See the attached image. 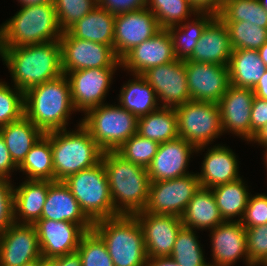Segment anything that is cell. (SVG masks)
<instances>
[{"instance_id":"cell-54","label":"cell","mask_w":267,"mask_h":266,"mask_svg":"<svg viewBox=\"0 0 267 266\" xmlns=\"http://www.w3.org/2000/svg\"><path fill=\"white\" fill-rule=\"evenodd\" d=\"M252 141L258 142L259 145L261 144L264 148L267 146V124L254 135Z\"/></svg>"},{"instance_id":"cell-12","label":"cell","mask_w":267,"mask_h":266,"mask_svg":"<svg viewBox=\"0 0 267 266\" xmlns=\"http://www.w3.org/2000/svg\"><path fill=\"white\" fill-rule=\"evenodd\" d=\"M117 68H91L66 74L71 89V98L76 111L84 114L104 104L112 77Z\"/></svg>"},{"instance_id":"cell-53","label":"cell","mask_w":267,"mask_h":266,"mask_svg":"<svg viewBox=\"0 0 267 266\" xmlns=\"http://www.w3.org/2000/svg\"><path fill=\"white\" fill-rule=\"evenodd\" d=\"M146 266H180L170 256L148 258Z\"/></svg>"},{"instance_id":"cell-42","label":"cell","mask_w":267,"mask_h":266,"mask_svg":"<svg viewBox=\"0 0 267 266\" xmlns=\"http://www.w3.org/2000/svg\"><path fill=\"white\" fill-rule=\"evenodd\" d=\"M53 3L63 32L98 6L97 0H53Z\"/></svg>"},{"instance_id":"cell-47","label":"cell","mask_w":267,"mask_h":266,"mask_svg":"<svg viewBox=\"0 0 267 266\" xmlns=\"http://www.w3.org/2000/svg\"><path fill=\"white\" fill-rule=\"evenodd\" d=\"M98 6L114 15L128 13L147 7V0H97Z\"/></svg>"},{"instance_id":"cell-52","label":"cell","mask_w":267,"mask_h":266,"mask_svg":"<svg viewBox=\"0 0 267 266\" xmlns=\"http://www.w3.org/2000/svg\"><path fill=\"white\" fill-rule=\"evenodd\" d=\"M253 92L256 97L267 100V69L257 85L253 88Z\"/></svg>"},{"instance_id":"cell-26","label":"cell","mask_w":267,"mask_h":266,"mask_svg":"<svg viewBox=\"0 0 267 266\" xmlns=\"http://www.w3.org/2000/svg\"><path fill=\"white\" fill-rule=\"evenodd\" d=\"M48 188L49 181L38 180H25L17 188L13 187L16 223L35 224L41 218Z\"/></svg>"},{"instance_id":"cell-19","label":"cell","mask_w":267,"mask_h":266,"mask_svg":"<svg viewBox=\"0 0 267 266\" xmlns=\"http://www.w3.org/2000/svg\"><path fill=\"white\" fill-rule=\"evenodd\" d=\"M255 94L252 88L229 85L218 102L223 133H234L251 141V108Z\"/></svg>"},{"instance_id":"cell-59","label":"cell","mask_w":267,"mask_h":266,"mask_svg":"<svg viewBox=\"0 0 267 266\" xmlns=\"http://www.w3.org/2000/svg\"><path fill=\"white\" fill-rule=\"evenodd\" d=\"M23 266H38V259L33 260L29 263L24 264Z\"/></svg>"},{"instance_id":"cell-29","label":"cell","mask_w":267,"mask_h":266,"mask_svg":"<svg viewBox=\"0 0 267 266\" xmlns=\"http://www.w3.org/2000/svg\"><path fill=\"white\" fill-rule=\"evenodd\" d=\"M228 69L231 85L253 89L267 68L258 50L235 49L230 56Z\"/></svg>"},{"instance_id":"cell-33","label":"cell","mask_w":267,"mask_h":266,"mask_svg":"<svg viewBox=\"0 0 267 266\" xmlns=\"http://www.w3.org/2000/svg\"><path fill=\"white\" fill-rule=\"evenodd\" d=\"M18 170L27 175L26 180L54 181L51 132L43 134L32 146Z\"/></svg>"},{"instance_id":"cell-57","label":"cell","mask_w":267,"mask_h":266,"mask_svg":"<svg viewBox=\"0 0 267 266\" xmlns=\"http://www.w3.org/2000/svg\"><path fill=\"white\" fill-rule=\"evenodd\" d=\"M38 266H55V260L54 258L41 257L38 259Z\"/></svg>"},{"instance_id":"cell-30","label":"cell","mask_w":267,"mask_h":266,"mask_svg":"<svg viewBox=\"0 0 267 266\" xmlns=\"http://www.w3.org/2000/svg\"><path fill=\"white\" fill-rule=\"evenodd\" d=\"M43 134L25 115L18 121L0 127V135L17 166L23 162L26 154Z\"/></svg>"},{"instance_id":"cell-21","label":"cell","mask_w":267,"mask_h":266,"mask_svg":"<svg viewBox=\"0 0 267 266\" xmlns=\"http://www.w3.org/2000/svg\"><path fill=\"white\" fill-rule=\"evenodd\" d=\"M210 231L213 256L210 266H231L242 257L247 266H253L248 258L246 228L240 221H224Z\"/></svg>"},{"instance_id":"cell-51","label":"cell","mask_w":267,"mask_h":266,"mask_svg":"<svg viewBox=\"0 0 267 266\" xmlns=\"http://www.w3.org/2000/svg\"><path fill=\"white\" fill-rule=\"evenodd\" d=\"M55 266H82V261L77 251L64 256L55 257Z\"/></svg>"},{"instance_id":"cell-18","label":"cell","mask_w":267,"mask_h":266,"mask_svg":"<svg viewBox=\"0 0 267 266\" xmlns=\"http://www.w3.org/2000/svg\"><path fill=\"white\" fill-rule=\"evenodd\" d=\"M176 60L173 41L168 29H161L153 37L133 47L121 59V67L132 75H142L158 65Z\"/></svg>"},{"instance_id":"cell-20","label":"cell","mask_w":267,"mask_h":266,"mask_svg":"<svg viewBox=\"0 0 267 266\" xmlns=\"http://www.w3.org/2000/svg\"><path fill=\"white\" fill-rule=\"evenodd\" d=\"M34 226L44 258L53 259L75 252L86 233L79 224L70 221L39 219Z\"/></svg>"},{"instance_id":"cell-39","label":"cell","mask_w":267,"mask_h":266,"mask_svg":"<svg viewBox=\"0 0 267 266\" xmlns=\"http://www.w3.org/2000/svg\"><path fill=\"white\" fill-rule=\"evenodd\" d=\"M229 30L233 50H258L267 41V29L253 25L247 21L224 22Z\"/></svg>"},{"instance_id":"cell-17","label":"cell","mask_w":267,"mask_h":266,"mask_svg":"<svg viewBox=\"0 0 267 266\" xmlns=\"http://www.w3.org/2000/svg\"><path fill=\"white\" fill-rule=\"evenodd\" d=\"M41 257L34 224L14 222L0 233V266H23Z\"/></svg>"},{"instance_id":"cell-25","label":"cell","mask_w":267,"mask_h":266,"mask_svg":"<svg viewBox=\"0 0 267 266\" xmlns=\"http://www.w3.org/2000/svg\"><path fill=\"white\" fill-rule=\"evenodd\" d=\"M202 163V170L197 173L201 187L214 188L240 179L238 160L234 152L225 146L208 148Z\"/></svg>"},{"instance_id":"cell-22","label":"cell","mask_w":267,"mask_h":266,"mask_svg":"<svg viewBox=\"0 0 267 266\" xmlns=\"http://www.w3.org/2000/svg\"><path fill=\"white\" fill-rule=\"evenodd\" d=\"M196 147L183 138L160 143L156 155L147 167L150 182L172 180L186 176L188 163Z\"/></svg>"},{"instance_id":"cell-27","label":"cell","mask_w":267,"mask_h":266,"mask_svg":"<svg viewBox=\"0 0 267 266\" xmlns=\"http://www.w3.org/2000/svg\"><path fill=\"white\" fill-rule=\"evenodd\" d=\"M184 227L213 229L224 222L211 188L201 187L195 192L181 216Z\"/></svg>"},{"instance_id":"cell-35","label":"cell","mask_w":267,"mask_h":266,"mask_svg":"<svg viewBox=\"0 0 267 266\" xmlns=\"http://www.w3.org/2000/svg\"><path fill=\"white\" fill-rule=\"evenodd\" d=\"M246 187L245 182L240 178L212 188L216 204L224 221H232L236 216L240 217L237 221H241L250 196Z\"/></svg>"},{"instance_id":"cell-34","label":"cell","mask_w":267,"mask_h":266,"mask_svg":"<svg viewBox=\"0 0 267 266\" xmlns=\"http://www.w3.org/2000/svg\"><path fill=\"white\" fill-rule=\"evenodd\" d=\"M195 20L184 22L168 28L173 41L176 59H188L197 45L206 25L216 16L209 12H198Z\"/></svg>"},{"instance_id":"cell-41","label":"cell","mask_w":267,"mask_h":266,"mask_svg":"<svg viewBox=\"0 0 267 266\" xmlns=\"http://www.w3.org/2000/svg\"><path fill=\"white\" fill-rule=\"evenodd\" d=\"M159 143L134 134L117 152L133 164L147 168L156 155Z\"/></svg>"},{"instance_id":"cell-24","label":"cell","mask_w":267,"mask_h":266,"mask_svg":"<svg viewBox=\"0 0 267 266\" xmlns=\"http://www.w3.org/2000/svg\"><path fill=\"white\" fill-rule=\"evenodd\" d=\"M40 219L70 221L79 224L86 232L93 228V223L82 212L78 201L63 181H49Z\"/></svg>"},{"instance_id":"cell-32","label":"cell","mask_w":267,"mask_h":266,"mask_svg":"<svg viewBox=\"0 0 267 266\" xmlns=\"http://www.w3.org/2000/svg\"><path fill=\"white\" fill-rule=\"evenodd\" d=\"M137 134L164 143L179 137L175 108L159 107L137 119Z\"/></svg>"},{"instance_id":"cell-6","label":"cell","mask_w":267,"mask_h":266,"mask_svg":"<svg viewBox=\"0 0 267 266\" xmlns=\"http://www.w3.org/2000/svg\"><path fill=\"white\" fill-rule=\"evenodd\" d=\"M92 230L103 240L114 266H146L143 232L134 215H118L93 223Z\"/></svg>"},{"instance_id":"cell-43","label":"cell","mask_w":267,"mask_h":266,"mask_svg":"<svg viewBox=\"0 0 267 266\" xmlns=\"http://www.w3.org/2000/svg\"><path fill=\"white\" fill-rule=\"evenodd\" d=\"M24 115V92L0 81V127L18 121Z\"/></svg>"},{"instance_id":"cell-7","label":"cell","mask_w":267,"mask_h":266,"mask_svg":"<svg viewBox=\"0 0 267 266\" xmlns=\"http://www.w3.org/2000/svg\"><path fill=\"white\" fill-rule=\"evenodd\" d=\"M63 183L72 192L82 212L92 223L119 215L114 210L102 161L92 168L68 176Z\"/></svg>"},{"instance_id":"cell-5","label":"cell","mask_w":267,"mask_h":266,"mask_svg":"<svg viewBox=\"0 0 267 266\" xmlns=\"http://www.w3.org/2000/svg\"><path fill=\"white\" fill-rule=\"evenodd\" d=\"M77 130L51 131L54 181L96 166L104 151L93 140L89 131L78 123Z\"/></svg>"},{"instance_id":"cell-4","label":"cell","mask_w":267,"mask_h":266,"mask_svg":"<svg viewBox=\"0 0 267 266\" xmlns=\"http://www.w3.org/2000/svg\"><path fill=\"white\" fill-rule=\"evenodd\" d=\"M54 3L28 5L0 26V47L42 44L61 38Z\"/></svg>"},{"instance_id":"cell-1","label":"cell","mask_w":267,"mask_h":266,"mask_svg":"<svg viewBox=\"0 0 267 266\" xmlns=\"http://www.w3.org/2000/svg\"><path fill=\"white\" fill-rule=\"evenodd\" d=\"M14 87L24 93L31 87L63 75L59 40L20 47H0Z\"/></svg>"},{"instance_id":"cell-40","label":"cell","mask_w":267,"mask_h":266,"mask_svg":"<svg viewBox=\"0 0 267 266\" xmlns=\"http://www.w3.org/2000/svg\"><path fill=\"white\" fill-rule=\"evenodd\" d=\"M76 251L82 266H114L105 243L93 230L81 237Z\"/></svg>"},{"instance_id":"cell-46","label":"cell","mask_w":267,"mask_h":266,"mask_svg":"<svg viewBox=\"0 0 267 266\" xmlns=\"http://www.w3.org/2000/svg\"><path fill=\"white\" fill-rule=\"evenodd\" d=\"M0 177V233L7 230L14 221L13 184Z\"/></svg>"},{"instance_id":"cell-14","label":"cell","mask_w":267,"mask_h":266,"mask_svg":"<svg viewBox=\"0 0 267 266\" xmlns=\"http://www.w3.org/2000/svg\"><path fill=\"white\" fill-rule=\"evenodd\" d=\"M190 100L218 103L230 85L228 66L185 60Z\"/></svg>"},{"instance_id":"cell-10","label":"cell","mask_w":267,"mask_h":266,"mask_svg":"<svg viewBox=\"0 0 267 266\" xmlns=\"http://www.w3.org/2000/svg\"><path fill=\"white\" fill-rule=\"evenodd\" d=\"M59 41L64 75L83 69L121 67L120 59L109 45L72 37L67 31Z\"/></svg>"},{"instance_id":"cell-9","label":"cell","mask_w":267,"mask_h":266,"mask_svg":"<svg viewBox=\"0 0 267 266\" xmlns=\"http://www.w3.org/2000/svg\"><path fill=\"white\" fill-rule=\"evenodd\" d=\"M179 138L201 151L222 135V123L218 103L190 100L176 106Z\"/></svg>"},{"instance_id":"cell-3","label":"cell","mask_w":267,"mask_h":266,"mask_svg":"<svg viewBox=\"0 0 267 266\" xmlns=\"http://www.w3.org/2000/svg\"><path fill=\"white\" fill-rule=\"evenodd\" d=\"M25 116L44 134L66 129L76 112L66 75L29 88L24 93Z\"/></svg>"},{"instance_id":"cell-36","label":"cell","mask_w":267,"mask_h":266,"mask_svg":"<svg viewBox=\"0 0 267 266\" xmlns=\"http://www.w3.org/2000/svg\"><path fill=\"white\" fill-rule=\"evenodd\" d=\"M146 8L155 15L161 29L182 24L198 13L189 0H147Z\"/></svg>"},{"instance_id":"cell-11","label":"cell","mask_w":267,"mask_h":266,"mask_svg":"<svg viewBox=\"0 0 267 266\" xmlns=\"http://www.w3.org/2000/svg\"><path fill=\"white\" fill-rule=\"evenodd\" d=\"M199 188L197 173L172 180L150 182L149 198L144 211L181 217Z\"/></svg>"},{"instance_id":"cell-58","label":"cell","mask_w":267,"mask_h":266,"mask_svg":"<svg viewBox=\"0 0 267 266\" xmlns=\"http://www.w3.org/2000/svg\"><path fill=\"white\" fill-rule=\"evenodd\" d=\"M260 5L263 7L265 12L267 13V0H258Z\"/></svg>"},{"instance_id":"cell-28","label":"cell","mask_w":267,"mask_h":266,"mask_svg":"<svg viewBox=\"0 0 267 266\" xmlns=\"http://www.w3.org/2000/svg\"><path fill=\"white\" fill-rule=\"evenodd\" d=\"M115 15L96 6L90 13L72 25L67 32L83 40L109 45L113 48Z\"/></svg>"},{"instance_id":"cell-37","label":"cell","mask_w":267,"mask_h":266,"mask_svg":"<svg viewBox=\"0 0 267 266\" xmlns=\"http://www.w3.org/2000/svg\"><path fill=\"white\" fill-rule=\"evenodd\" d=\"M217 16L223 22L247 21L267 29V13L258 0H224Z\"/></svg>"},{"instance_id":"cell-56","label":"cell","mask_w":267,"mask_h":266,"mask_svg":"<svg viewBox=\"0 0 267 266\" xmlns=\"http://www.w3.org/2000/svg\"><path fill=\"white\" fill-rule=\"evenodd\" d=\"M258 52L262 62L267 68V41L261 48L258 49Z\"/></svg>"},{"instance_id":"cell-2","label":"cell","mask_w":267,"mask_h":266,"mask_svg":"<svg viewBox=\"0 0 267 266\" xmlns=\"http://www.w3.org/2000/svg\"><path fill=\"white\" fill-rule=\"evenodd\" d=\"M114 210L119 215L144 211L149 198L150 179L147 168L133 164L117 151L102 155Z\"/></svg>"},{"instance_id":"cell-38","label":"cell","mask_w":267,"mask_h":266,"mask_svg":"<svg viewBox=\"0 0 267 266\" xmlns=\"http://www.w3.org/2000/svg\"><path fill=\"white\" fill-rule=\"evenodd\" d=\"M195 232L184 226L178 232L170 257L180 266H210Z\"/></svg>"},{"instance_id":"cell-49","label":"cell","mask_w":267,"mask_h":266,"mask_svg":"<svg viewBox=\"0 0 267 266\" xmlns=\"http://www.w3.org/2000/svg\"><path fill=\"white\" fill-rule=\"evenodd\" d=\"M14 169L17 171L18 166L12 160L5 140L0 135V177L10 180L11 172Z\"/></svg>"},{"instance_id":"cell-8","label":"cell","mask_w":267,"mask_h":266,"mask_svg":"<svg viewBox=\"0 0 267 266\" xmlns=\"http://www.w3.org/2000/svg\"><path fill=\"white\" fill-rule=\"evenodd\" d=\"M83 118L81 124L104 152L117 151L137 133L138 118L120 105L102 104Z\"/></svg>"},{"instance_id":"cell-45","label":"cell","mask_w":267,"mask_h":266,"mask_svg":"<svg viewBox=\"0 0 267 266\" xmlns=\"http://www.w3.org/2000/svg\"><path fill=\"white\" fill-rule=\"evenodd\" d=\"M245 228L267 224V195L257 194L248 198L247 207L241 219Z\"/></svg>"},{"instance_id":"cell-50","label":"cell","mask_w":267,"mask_h":266,"mask_svg":"<svg viewBox=\"0 0 267 266\" xmlns=\"http://www.w3.org/2000/svg\"><path fill=\"white\" fill-rule=\"evenodd\" d=\"M198 12H209L218 15L224 0H189Z\"/></svg>"},{"instance_id":"cell-48","label":"cell","mask_w":267,"mask_h":266,"mask_svg":"<svg viewBox=\"0 0 267 266\" xmlns=\"http://www.w3.org/2000/svg\"><path fill=\"white\" fill-rule=\"evenodd\" d=\"M250 123L252 142L254 135L267 124V100L254 97Z\"/></svg>"},{"instance_id":"cell-16","label":"cell","mask_w":267,"mask_h":266,"mask_svg":"<svg viewBox=\"0 0 267 266\" xmlns=\"http://www.w3.org/2000/svg\"><path fill=\"white\" fill-rule=\"evenodd\" d=\"M134 216L141 226L148 258L170 256L178 232L183 227L181 217L145 211Z\"/></svg>"},{"instance_id":"cell-15","label":"cell","mask_w":267,"mask_h":266,"mask_svg":"<svg viewBox=\"0 0 267 266\" xmlns=\"http://www.w3.org/2000/svg\"><path fill=\"white\" fill-rule=\"evenodd\" d=\"M160 30L157 18L147 8L115 15L114 53L121 59L133 47Z\"/></svg>"},{"instance_id":"cell-23","label":"cell","mask_w":267,"mask_h":266,"mask_svg":"<svg viewBox=\"0 0 267 266\" xmlns=\"http://www.w3.org/2000/svg\"><path fill=\"white\" fill-rule=\"evenodd\" d=\"M226 24L216 15L205 27L189 61L228 66L232 54Z\"/></svg>"},{"instance_id":"cell-13","label":"cell","mask_w":267,"mask_h":266,"mask_svg":"<svg viewBox=\"0 0 267 266\" xmlns=\"http://www.w3.org/2000/svg\"><path fill=\"white\" fill-rule=\"evenodd\" d=\"M142 76L156 92L161 107L182 105L190 101L188 91L185 60L176 59L172 62L152 67Z\"/></svg>"},{"instance_id":"cell-55","label":"cell","mask_w":267,"mask_h":266,"mask_svg":"<svg viewBox=\"0 0 267 266\" xmlns=\"http://www.w3.org/2000/svg\"><path fill=\"white\" fill-rule=\"evenodd\" d=\"M18 1L20 2V5H22V7L28 5L43 4V3H53V0H18Z\"/></svg>"},{"instance_id":"cell-31","label":"cell","mask_w":267,"mask_h":266,"mask_svg":"<svg viewBox=\"0 0 267 266\" xmlns=\"http://www.w3.org/2000/svg\"><path fill=\"white\" fill-rule=\"evenodd\" d=\"M134 77L120 89V103L118 104L139 118L157 110L161 106H158L160 103H157L156 92L146 79L137 74Z\"/></svg>"},{"instance_id":"cell-60","label":"cell","mask_w":267,"mask_h":266,"mask_svg":"<svg viewBox=\"0 0 267 266\" xmlns=\"http://www.w3.org/2000/svg\"><path fill=\"white\" fill-rule=\"evenodd\" d=\"M266 151H265V154H264V161H265V166L267 167V146H266Z\"/></svg>"},{"instance_id":"cell-44","label":"cell","mask_w":267,"mask_h":266,"mask_svg":"<svg viewBox=\"0 0 267 266\" xmlns=\"http://www.w3.org/2000/svg\"><path fill=\"white\" fill-rule=\"evenodd\" d=\"M248 258L253 266L267 262V224L246 228Z\"/></svg>"}]
</instances>
